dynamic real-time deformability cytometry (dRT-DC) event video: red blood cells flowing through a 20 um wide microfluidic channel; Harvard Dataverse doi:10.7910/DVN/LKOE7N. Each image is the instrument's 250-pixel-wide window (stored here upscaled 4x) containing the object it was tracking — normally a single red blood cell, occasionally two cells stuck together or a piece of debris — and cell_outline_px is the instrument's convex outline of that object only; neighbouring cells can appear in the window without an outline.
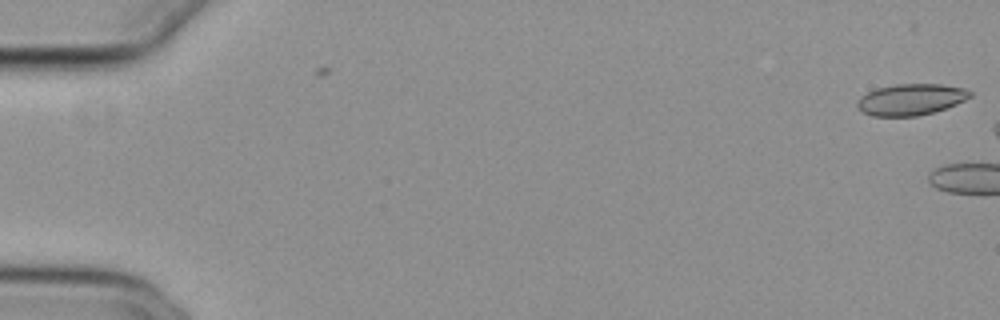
{"species": "common noctule bat (a hibernating species)", "species_latin": "Nyctalus noctula", "temperature_condition": "cold", "stored_images_in_passage": 4, "camera_frame_rate_fps": 3000, "um_per_image_px": 0.085, "animal": {"sex": "female", "body_mass_g": 29.2, "forearm_length_mm": 56.3}, "frame": {"image": 1, "passage_image": 4, "time_ms": 1.0, "image_size_px": [1000, 320], "cell_outline_px": [[972, 96], [956, 104], [932, 112], [916, 116], [872, 116], [864, 112], [856, 104], [860, 96], [876, 88], [896, 84], [940, 84], [964, 88], [972, 92]], "centroid_in_image_um": [77.42, 8.45], "position_along_channel_um": 7.6, "area_um2": 20.4}}